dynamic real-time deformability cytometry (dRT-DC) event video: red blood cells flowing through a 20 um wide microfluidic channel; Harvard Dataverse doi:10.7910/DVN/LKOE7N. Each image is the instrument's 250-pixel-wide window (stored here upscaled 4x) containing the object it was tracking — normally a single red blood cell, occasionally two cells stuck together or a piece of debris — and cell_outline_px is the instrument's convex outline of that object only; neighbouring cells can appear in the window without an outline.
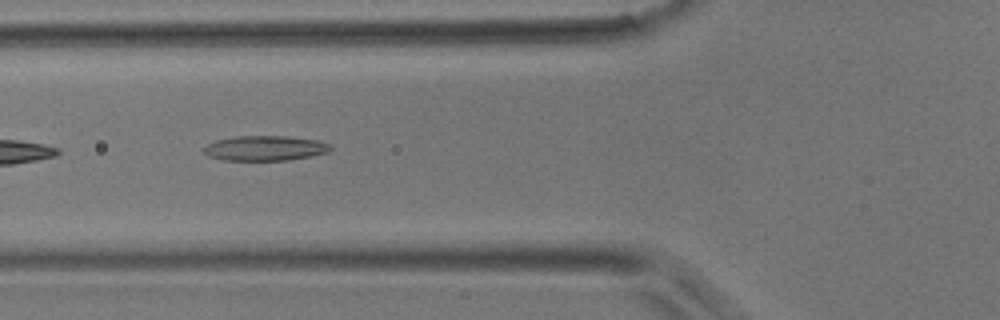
{"species": "common noctule bat (a hibernating species)", "species_latin": "Nyctalus noctula", "temperature_condition": "room temperature", "stored_images_in_passage": 5, "camera_frame_rate_fps": 3000, "um_per_image_px": 0.085, "animal": {"sex": "male", "body_mass_g": 17.9}, "frame": {"image": 1, "passage_image": 5, "time_ms": 1.333, "image_size_px": [1000, 320], "cell_outline_px": [[332, 148], [328, 152], [288, 160], [224, 160], [208, 156], [204, 152], [204, 148], [208, 144], [216, 140], [236, 136], [284, 136], [316, 140], [328, 144]], "centroid_in_image_um": [22.49, 12.59], "position_along_channel_um": 103.3, "area_um2": 18.15}}